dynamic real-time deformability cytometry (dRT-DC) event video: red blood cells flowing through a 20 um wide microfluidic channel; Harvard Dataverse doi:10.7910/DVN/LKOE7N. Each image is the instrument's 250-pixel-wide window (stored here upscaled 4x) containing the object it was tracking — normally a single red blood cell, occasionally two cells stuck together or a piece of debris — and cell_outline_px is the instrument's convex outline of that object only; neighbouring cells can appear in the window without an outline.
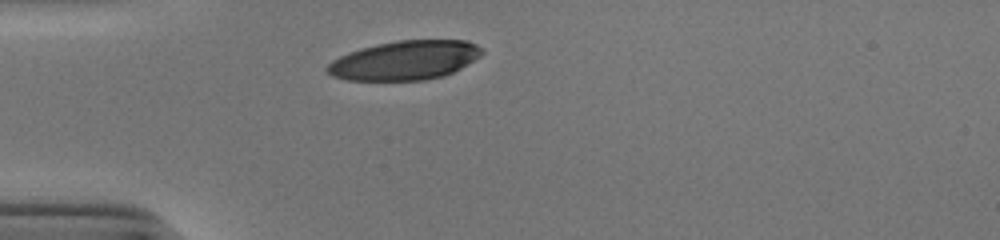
{"species": "human", "species_latin": "Homo sapiens", "temperature_condition": "cold", "stored_images_in_passage": 28, "camera_frame_rate_fps": 3000, "um_per_image_px": 0.085, "donor": {"sex": "male"}, "frame": {"image": 1, "passage_image": 1, "time_ms": 0.0, "image_size_px": [1000, 240], "cell_outline_px": [[484, 52], [480, 56], [460, 68], [444, 76], [424, 80], [348, 80], [332, 76], [324, 68], [332, 60], [348, 52], [360, 48], [376, 44], [396, 40], [468, 40], [484, 48]], "centroid_in_image_um": [34.41, 5.12], "position_along_channel_um": 50.6, "area_um2": 35.43}}
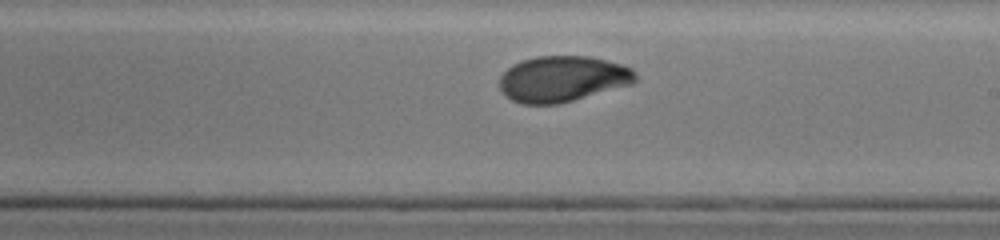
{"frame": {"image": 2, "passage_image": 17, "time_ms": 5.333, "image_size_px": [1000, 240], "cell_outline_px": [[636, 80], [632, 84], [560, 104], [520, 104], [504, 96], [500, 88], [500, 76], [512, 64], [520, 60], [536, 56], [588, 56], [620, 64], [632, 68], [636, 72]], "centroid_in_image_um": [47.79, 6.71], "position_along_channel_um": 241.2, "area_um2": 36.53}}
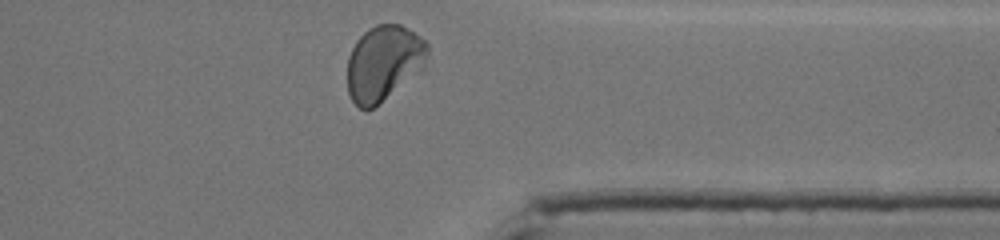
{"frame": {"image": 3, "passage_image": 28, "time_ms": 9.0, "image_size_px": [1000, 240], "cell_outline_px": [[428, 56], [420, 68], [372, 108], [360, 108], [352, 100], [348, 92], [348, 56], [356, 40], [368, 28], [376, 24], [400, 24], [424, 40], [428, 44]], "centroid_in_image_um": [32.56, 5.3], "position_along_channel_um": 378.8, "area_um2": 34.1}, "authors_computed_cell_mechanics": {"area_um2": 36.5296, "velocity_mm_per_s": 3.8683, "shape_relaxation_time_tau1_ms": 3.5997, "shape_relaxation_time_tau2_ms": 0.9273, "deformation_change_tau1": 0.1687, "deformation_change_tau2": 0.0416}}